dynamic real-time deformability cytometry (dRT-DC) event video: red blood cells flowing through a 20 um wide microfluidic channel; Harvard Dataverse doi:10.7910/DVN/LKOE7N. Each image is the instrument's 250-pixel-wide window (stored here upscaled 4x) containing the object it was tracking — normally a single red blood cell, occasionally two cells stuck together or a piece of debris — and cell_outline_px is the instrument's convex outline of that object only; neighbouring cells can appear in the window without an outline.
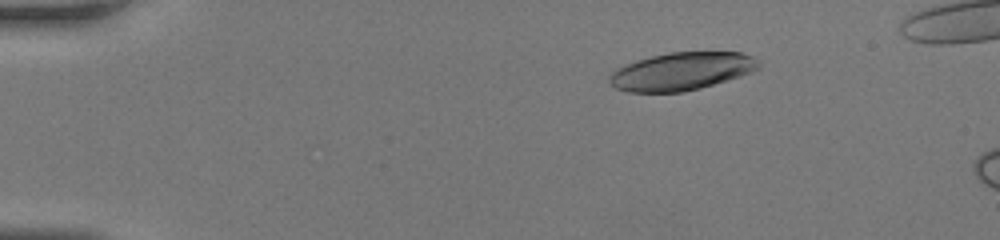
{"species": "human", "species_latin": "Homo sapiens", "temperature_condition": "room temperature", "stored_images_in_passage": 10, "camera_frame_rate_fps": 3000, "um_per_image_px": 0.085, "donor": {"sex": "female"}, "frame": {"image": 1, "passage_image": 2, "time_ms": 0.333, "image_size_px": [1000, 240], "cell_outline_px": [[760, 68], [740, 76], [700, 88], [684, 92], [628, 92], [616, 88], [608, 80], [608, 76], [616, 68], [624, 64], [636, 60], [668, 52], [740, 52], [752, 56], [760, 64]], "centroid_in_image_um": [57.9, 6.06], "position_along_channel_um": 27.1, "area_um2": 32.89}}